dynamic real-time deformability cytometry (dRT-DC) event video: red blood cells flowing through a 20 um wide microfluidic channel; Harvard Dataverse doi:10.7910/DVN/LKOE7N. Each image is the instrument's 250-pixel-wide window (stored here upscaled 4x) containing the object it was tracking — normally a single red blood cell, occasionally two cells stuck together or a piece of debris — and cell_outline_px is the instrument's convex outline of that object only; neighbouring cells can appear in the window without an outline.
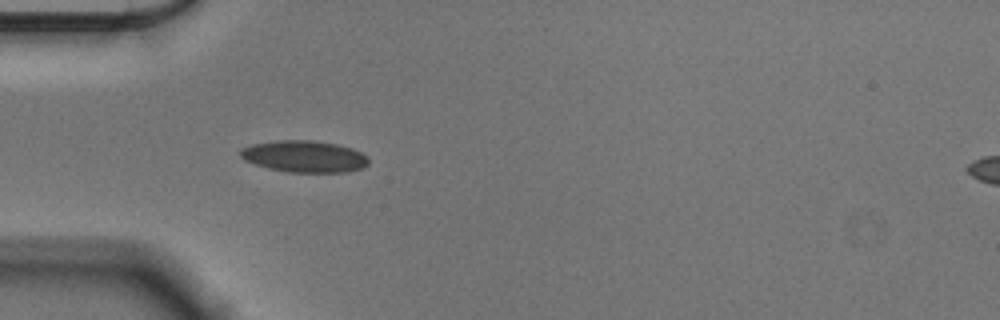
{"species": "Egyptian fruit bat (a non-hibernating species)", "species_latin": "Rousettus aegyptiacus", "temperature_condition": "cold", "stored_images_in_passage": 37, "camera_frame_rate_fps": 3000, "um_per_image_px": 0.085, "animal": {"sex": "male"}, "frame": {"image": 1, "passage_image": 1, "time_ms": 0.0, "image_size_px": [1000, 320], "cell_outline_px": [[368, 164], [364, 168], [348, 172], [288, 172], [268, 168], [244, 160], [240, 156], [240, 148], [252, 144], [276, 140], [312, 140], [336, 144], [352, 148], [368, 156]], "centroid_in_image_um": [25.87, 13.29], "position_along_channel_um": 59.1, "area_um2": 23.81}}
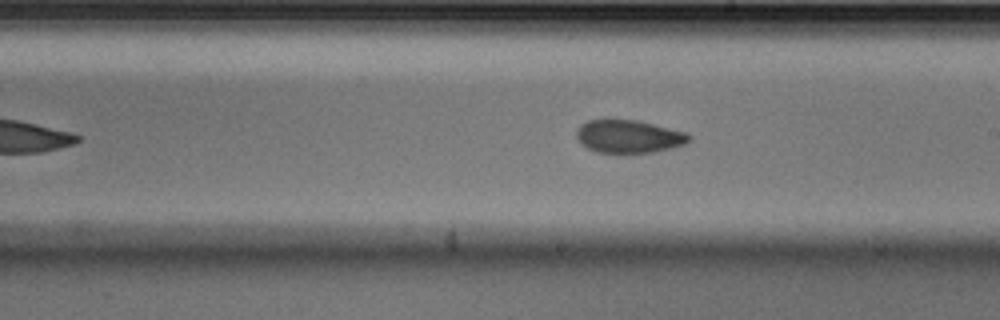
{"frame": {"image": 2, "passage_image": 16, "time_ms": 5.0, "image_size_px": [1000, 320], "cell_outline_px": [[692, 140], [684, 144], [672, 148], [652, 152], [596, 152], [588, 148], [576, 136], [576, 128], [580, 124], [588, 120], [636, 120], [684, 132], [692, 136]], "centroid_in_image_um": [53.44, 11.59], "position_along_channel_um": 235.6, "area_um2": 21.27}}
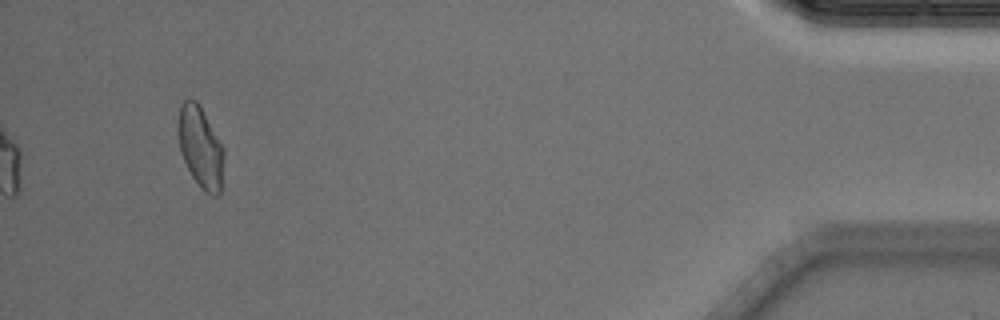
{"frame": {"image": 3, "passage_image": 37, "time_ms": 12.0, "image_size_px": [1000, 320], "cell_outline_px": [[224, 156], [220, 192], [216, 196], [212, 196], [204, 192], [200, 188], [192, 176], [180, 152], [176, 132], [180, 104], [188, 96], [196, 100], [200, 104], [224, 148]], "centroid_in_image_um": [17.02, 12.47], "position_along_channel_um": 418.2, "area_um2": 22.2}, "authors_computed_cell_mechanics": {"area_um2": 21.9062, "velocity_mm_per_s": 3.5935, "shape_relaxation_time_tau1_ms": 9.9681, "shape_relaxation_time_tau2_ms": 2.3412, "deformation_change_tau1": 0.1851, "deformation_change_tau2": 0.0716}}